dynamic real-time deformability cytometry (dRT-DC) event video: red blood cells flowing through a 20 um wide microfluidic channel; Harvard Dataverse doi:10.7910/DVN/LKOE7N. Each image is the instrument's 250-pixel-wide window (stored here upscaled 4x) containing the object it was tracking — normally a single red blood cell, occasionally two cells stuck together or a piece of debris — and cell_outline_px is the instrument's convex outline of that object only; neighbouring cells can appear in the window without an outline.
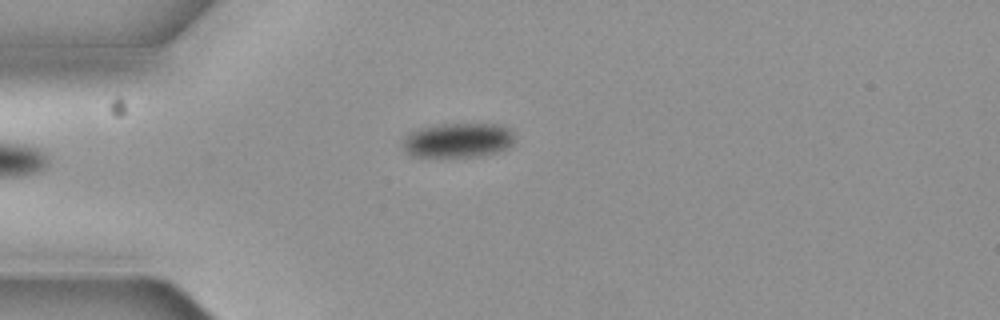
{"species": "common noctule bat (a hibernating species)", "species_latin": "Nyctalus noctula", "temperature_condition": "cold", "stored_images_in_passage": 4, "camera_frame_rate_fps": 3000, "um_per_image_px": 0.085, "animal": {"sex": "female", "body_mass_g": 19.3, "forearm_length_mm": 54.1}, "frame": {"image": 1, "passage_image": 4, "time_ms": 1.0, "image_size_px": [1000, 320], "cell_outline_px": [[512, 144], [496, 152], [480, 156], [412, 156], [404, 148], [404, 140], [408, 132], [420, 128], [440, 124], [500, 124], [508, 128], [512, 132]], "centroid_in_image_um": [38.92, 11.9], "position_along_channel_um": 46.1, "area_um2": 22.14}}